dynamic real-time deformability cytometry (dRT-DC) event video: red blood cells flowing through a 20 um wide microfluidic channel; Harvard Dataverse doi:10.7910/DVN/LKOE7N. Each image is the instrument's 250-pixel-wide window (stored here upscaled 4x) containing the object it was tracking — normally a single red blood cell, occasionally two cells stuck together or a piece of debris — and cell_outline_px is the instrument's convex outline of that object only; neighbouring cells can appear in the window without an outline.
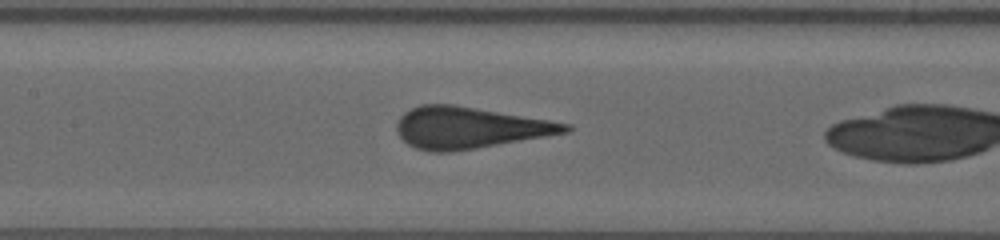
{"species": "human", "species_latin": "Homo sapiens", "temperature_condition": "warm", "stored_images_in_passage": 40, "camera_frame_rate_fps": 3000, "um_per_image_px": 0.085, "donor": {"sex": "female"}, "frame": {"image": 1, "passage_image": 9, "time_ms": 2.0, "image_size_px": [1000, 240], "cell_outline_px": [[572, 128], [568, 132], [476, 148], [452, 152], [428, 152], [416, 148], [408, 144], [396, 132], [396, 124], [400, 116], [404, 112], [420, 104], [452, 104], [572, 124]], "centroid_in_image_um": [39.85, 10.86], "position_along_channel_um": 167.6, "area_um2": 40.46}}
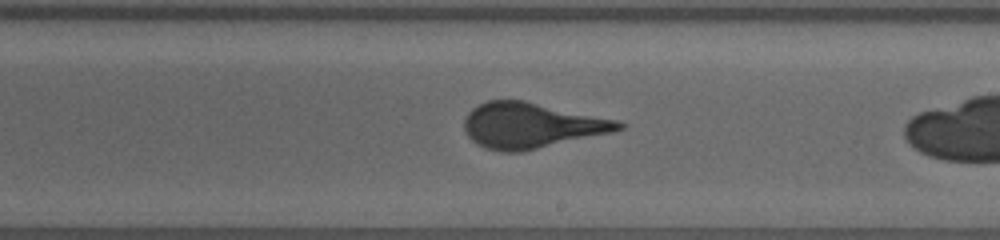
{"frame": {"image": 2, "passage_image": 20, "time_ms": 4.667, "image_size_px": [1000, 240], "cell_outline_px": [[624, 128], [612, 132], [520, 152], [504, 152], [484, 148], [476, 144], [468, 136], [464, 128], [464, 116], [472, 108], [488, 100], [524, 100], [616, 120], [624, 124]], "centroid_in_image_um": [45.1, 10.66], "position_along_channel_um": 243.9, "area_um2": 40.58}}
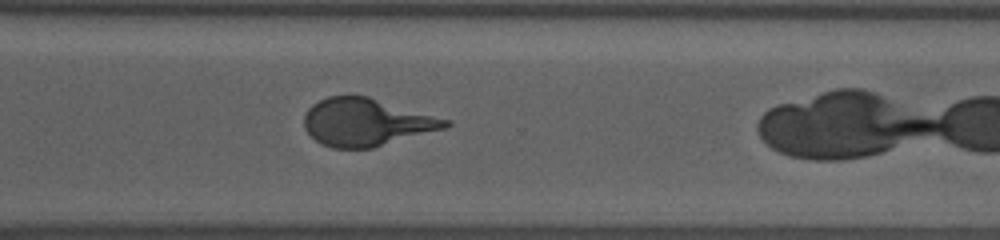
{"frame": {"image": 3, "passage_image": 36, "time_ms": 8.0, "image_size_px": [1000, 240], "cell_outline_px": [[452, 124], [444, 128], [372, 148], [332, 148], [320, 144], [304, 128], [304, 116], [308, 108], [312, 104], [328, 96], [368, 96], [448, 120]], "centroid_in_image_um": [31.08, 10.39], "position_along_channel_um": 339.5, "area_um2": 38.67}}